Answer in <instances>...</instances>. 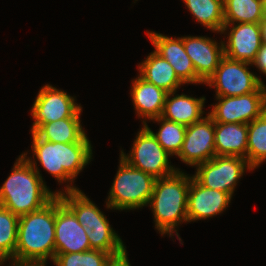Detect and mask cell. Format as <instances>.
Here are the masks:
<instances>
[{
	"label": "cell",
	"instance_id": "12",
	"mask_svg": "<svg viewBox=\"0 0 266 266\" xmlns=\"http://www.w3.org/2000/svg\"><path fill=\"white\" fill-rule=\"evenodd\" d=\"M88 230L77 220L74 213L55 197V254L85 252L90 250Z\"/></svg>",
	"mask_w": 266,
	"mask_h": 266
},
{
	"label": "cell",
	"instance_id": "18",
	"mask_svg": "<svg viewBox=\"0 0 266 266\" xmlns=\"http://www.w3.org/2000/svg\"><path fill=\"white\" fill-rule=\"evenodd\" d=\"M176 92L167 94L161 117L185 126L200 121L206 113L203 111L206 98H195L183 93L179 95Z\"/></svg>",
	"mask_w": 266,
	"mask_h": 266
},
{
	"label": "cell",
	"instance_id": "6",
	"mask_svg": "<svg viewBox=\"0 0 266 266\" xmlns=\"http://www.w3.org/2000/svg\"><path fill=\"white\" fill-rule=\"evenodd\" d=\"M170 156L145 125L137 133L130 154L123 150L120 152V157L130 166L152 175L155 179L170 176L180 170L170 165Z\"/></svg>",
	"mask_w": 266,
	"mask_h": 266
},
{
	"label": "cell",
	"instance_id": "8",
	"mask_svg": "<svg viewBox=\"0 0 266 266\" xmlns=\"http://www.w3.org/2000/svg\"><path fill=\"white\" fill-rule=\"evenodd\" d=\"M253 168L247 160L237 156H219L196 166L193 177L204 187L229 193L233 196L235 187L245 171Z\"/></svg>",
	"mask_w": 266,
	"mask_h": 266
},
{
	"label": "cell",
	"instance_id": "29",
	"mask_svg": "<svg viewBox=\"0 0 266 266\" xmlns=\"http://www.w3.org/2000/svg\"><path fill=\"white\" fill-rule=\"evenodd\" d=\"M113 256L101 250L55 254V266H105Z\"/></svg>",
	"mask_w": 266,
	"mask_h": 266
},
{
	"label": "cell",
	"instance_id": "16",
	"mask_svg": "<svg viewBox=\"0 0 266 266\" xmlns=\"http://www.w3.org/2000/svg\"><path fill=\"white\" fill-rule=\"evenodd\" d=\"M184 49L191 58L197 77L205 83L224 56L223 41L205 36H183Z\"/></svg>",
	"mask_w": 266,
	"mask_h": 266
},
{
	"label": "cell",
	"instance_id": "34",
	"mask_svg": "<svg viewBox=\"0 0 266 266\" xmlns=\"http://www.w3.org/2000/svg\"><path fill=\"white\" fill-rule=\"evenodd\" d=\"M264 15H266V0H263Z\"/></svg>",
	"mask_w": 266,
	"mask_h": 266
},
{
	"label": "cell",
	"instance_id": "27",
	"mask_svg": "<svg viewBox=\"0 0 266 266\" xmlns=\"http://www.w3.org/2000/svg\"><path fill=\"white\" fill-rule=\"evenodd\" d=\"M19 216L0 206V258L14 262Z\"/></svg>",
	"mask_w": 266,
	"mask_h": 266
},
{
	"label": "cell",
	"instance_id": "3",
	"mask_svg": "<svg viewBox=\"0 0 266 266\" xmlns=\"http://www.w3.org/2000/svg\"><path fill=\"white\" fill-rule=\"evenodd\" d=\"M57 196L41 175L20 155L0 187V206L17 216L40 210Z\"/></svg>",
	"mask_w": 266,
	"mask_h": 266
},
{
	"label": "cell",
	"instance_id": "30",
	"mask_svg": "<svg viewBox=\"0 0 266 266\" xmlns=\"http://www.w3.org/2000/svg\"><path fill=\"white\" fill-rule=\"evenodd\" d=\"M251 65L256 66L260 73L266 75V44H262L255 59L251 62Z\"/></svg>",
	"mask_w": 266,
	"mask_h": 266
},
{
	"label": "cell",
	"instance_id": "17",
	"mask_svg": "<svg viewBox=\"0 0 266 266\" xmlns=\"http://www.w3.org/2000/svg\"><path fill=\"white\" fill-rule=\"evenodd\" d=\"M131 93L132 102L136 115L143 119V125L146 124V120L161 117L167 92L162 88L148 83L142 79L139 75L132 80ZM147 118V119H146Z\"/></svg>",
	"mask_w": 266,
	"mask_h": 266
},
{
	"label": "cell",
	"instance_id": "26",
	"mask_svg": "<svg viewBox=\"0 0 266 266\" xmlns=\"http://www.w3.org/2000/svg\"><path fill=\"white\" fill-rule=\"evenodd\" d=\"M151 120L157 123L159 122L161 124L159 126L160 128L158 132H153L147 125V123L145 124V126L152 132L159 144L164 148V150L168 154H170L171 156H177L181 150L183 141L185 139L187 126L176 122L168 121L162 117H157Z\"/></svg>",
	"mask_w": 266,
	"mask_h": 266
},
{
	"label": "cell",
	"instance_id": "11",
	"mask_svg": "<svg viewBox=\"0 0 266 266\" xmlns=\"http://www.w3.org/2000/svg\"><path fill=\"white\" fill-rule=\"evenodd\" d=\"M177 156L192 167L216 156L215 122L208 114L186 127L185 139Z\"/></svg>",
	"mask_w": 266,
	"mask_h": 266
},
{
	"label": "cell",
	"instance_id": "28",
	"mask_svg": "<svg viewBox=\"0 0 266 266\" xmlns=\"http://www.w3.org/2000/svg\"><path fill=\"white\" fill-rule=\"evenodd\" d=\"M90 250H101L110 253L113 257L119 256L126 251L120 236L112 227H97L88 231Z\"/></svg>",
	"mask_w": 266,
	"mask_h": 266
},
{
	"label": "cell",
	"instance_id": "21",
	"mask_svg": "<svg viewBox=\"0 0 266 266\" xmlns=\"http://www.w3.org/2000/svg\"><path fill=\"white\" fill-rule=\"evenodd\" d=\"M248 124L215 122V150L219 156L246 159Z\"/></svg>",
	"mask_w": 266,
	"mask_h": 266
},
{
	"label": "cell",
	"instance_id": "14",
	"mask_svg": "<svg viewBox=\"0 0 266 266\" xmlns=\"http://www.w3.org/2000/svg\"><path fill=\"white\" fill-rule=\"evenodd\" d=\"M147 36L154 46V51L172 65L177 77L184 84H203L184 49L183 36L173 38L155 31H148Z\"/></svg>",
	"mask_w": 266,
	"mask_h": 266
},
{
	"label": "cell",
	"instance_id": "13",
	"mask_svg": "<svg viewBox=\"0 0 266 266\" xmlns=\"http://www.w3.org/2000/svg\"><path fill=\"white\" fill-rule=\"evenodd\" d=\"M227 30L228 39L223 41L224 56L251 63L263 44L260 23L224 24L221 34Z\"/></svg>",
	"mask_w": 266,
	"mask_h": 266
},
{
	"label": "cell",
	"instance_id": "20",
	"mask_svg": "<svg viewBox=\"0 0 266 266\" xmlns=\"http://www.w3.org/2000/svg\"><path fill=\"white\" fill-rule=\"evenodd\" d=\"M139 76L167 93L177 91L184 83L177 77L172 65L155 51L138 65Z\"/></svg>",
	"mask_w": 266,
	"mask_h": 266
},
{
	"label": "cell",
	"instance_id": "19",
	"mask_svg": "<svg viewBox=\"0 0 266 266\" xmlns=\"http://www.w3.org/2000/svg\"><path fill=\"white\" fill-rule=\"evenodd\" d=\"M63 191V192H62ZM55 191L61 201L74 213L78 222L88 231L97 227H111L106 215L82 190Z\"/></svg>",
	"mask_w": 266,
	"mask_h": 266
},
{
	"label": "cell",
	"instance_id": "7",
	"mask_svg": "<svg viewBox=\"0 0 266 266\" xmlns=\"http://www.w3.org/2000/svg\"><path fill=\"white\" fill-rule=\"evenodd\" d=\"M251 63L223 56L214 74L204 83L216 89V97L240 96L266 86L256 74L250 72Z\"/></svg>",
	"mask_w": 266,
	"mask_h": 266
},
{
	"label": "cell",
	"instance_id": "2",
	"mask_svg": "<svg viewBox=\"0 0 266 266\" xmlns=\"http://www.w3.org/2000/svg\"><path fill=\"white\" fill-rule=\"evenodd\" d=\"M55 257V198L19 217L14 262L46 264Z\"/></svg>",
	"mask_w": 266,
	"mask_h": 266
},
{
	"label": "cell",
	"instance_id": "33",
	"mask_svg": "<svg viewBox=\"0 0 266 266\" xmlns=\"http://www.w3.org/2000/svg\"><path fill=\"white\" fill-rule=\"evenodd\" d=\"M11 263L10 266H46L44 264H30V263H16V262H9Z\"/></svg>",
	"mask_w": 266,
	"mask_h": 266
},
{
	"label": "cell",
	"instance_id": "1",
	"mask_svg": "<svg viewBox=\"0 0 266 266\" xmlns=\"http://www.w3.org/2000/svg\"><path fill=\"white\" fill-rule=\"evenodd\" d=\"M31 135L33 156L27 157L25 152L21 155L39 175L42 174L37 167L38 162L59 183L67 182L65 192L79 190L72 182L93 159L91 142L54 143L41 139L35 132H31Z\"/></svg>",
	"mask_w": 266,
	"mask_h": 266
},
{
	"label": "cell",
	"instance_id": "31",
	"mask_svg": "<svg viewBox=\"0 0 266 266\" xmlns=\"http://www.w3.org/2000/svg\"><path fill=\"white\" fill-rule=\"evenodd\" d=\"M105 266H131L127 257V250L119 256L112 257Z\"/></svg>",
	"mask_w": 266,
	"mask_h": 266
},
{
	"label": "cell",
	"instance_id": "15",
	"mask_svg": "<svg viewBox=\"0 0 266 266\" xmlns=\"http://www.w3.org/2000/svg\"><path fill=\"white\" fill-rule=\"evenodd\" d=\"M231 199L229 193L202 186L192 175L187 201L188 222L212 218L223 213Z\"/></svg>",
	"mask_w": 266,
	"mask_h": 266
},
{
	"label": "cell",
	"instance_id": "25",
	"mask_svg": "<svg viewBox=\"0 0 266 266\" xmlns=\"http://www.w3.org/2000/svg\"><path fill=\"white\" fill-rule=\"evenodd\" d=\"M246 160L253 169L266 161V111L248 123Z\"/></svg>",
	"mask_w": 266,
	"mask_h": 266
},
{
	"label": "cell",
	"instance_id": "10",
	"mask_svg": "<svg viewBox=\"0 0 266 266\" xmlns=\"http://www.w3.org/2000/svg\"><path fill=\"white\" fill-rule=\"evenodd\" d=\"M75 97L67 92L46 84L38 92L31 108L34 120L31 132H36L43 124L71 118L80 108Z\"/></svg>",
	"mask_w": 266,
	"mask_h": 266
},
{
	"label": "cell",
	"instance_id": "22",
	"mask_svg": "<svg viewBox=\"0 0 266 266\" xmlns=\"http://www.w3.org/2000/svg\"><path fill=\"white\" fill-rule=\"evenodd\" d=\"M82 107L71 117L43 124L35 133L48 142H90L81 125Z\"/></svg>",
	"mask_w": 266,
	"mask_h": 266
},
{
	"label": "cell",
	"instance_id": "24",
	"mask_svg": "<svg viewBox=\"0 0 266 266\" xmlns=\"http://www.w3.org/2000/svg\"><path fill=\"white\" fill-rule=\"evenodd\" d=\"M225 24L260 23L264 18L263 0H223Z\"/></svg>",
	"mask_w": 266,
	"mask_h": 266
},
{
	"label": "cell",
	"instance_id": "4",
	"mask_svg": "<svg viewBox=\"0 0 266 266\" xmlns=\"http://www.w3.org/2000/svg\"><path fill=\"white\" fill-rule=\"evenodd\" d=\"M180 170L174 174L156 179L153 187L149 206L153 212L155 229L164 236L172 237L173 234L182 244V239L178 234V225L188 223L187 201L190 181L192 176H188Z\"/></svg>",
	"mask_w": 266,
	"mask_h": 266
},
{
	"label": "cell",
	"instance_id": "35",
	"mask_svg": "<svg viewBox=\"0 0 266 266\" xmlns=\"http://www.w3.org/2000/svg\"><path fill=\"white\" fill-rule=\"evenodd\" d=\"M4 262L5 261L0 258V266H2V264H4Z\"/></svg>",
	"mask_w": 266,
	"mask_h": 266
},
{
	"label": "cell",
	"instance_id": "5",
	"mask_svg": "<svg viewBox=\"0 0 266 266\" xmlns=\"http://www.w3.org/2000/svg\"><path fill=\"white\" fill-rule=\"evenodd\" d=\"M117 173L106 199L107 209L134 210L148 206L155 178L130 166L120 157Z\"/></svg>",
	"mask_w": 266,
	"mask_h": 266
},
{
	"label": "cell",
	"instance_id": "23",
	"mask_svg": "<svg viewBox=\"0 0 266 266\" xmlns=\"http://www.w3.org/2000/svg\"><path fill=\"white\" fill-rule=\"evenodd\" d=\"M198 23L221 33L224 22L223 0H183Z\"/></svg>",
	"mask_w": 266,
	"mask_h": 266
},
{
	"label": "cell",
	"instance_id": "32",
	"mask_svg": "<svg viewBox=\"0 0 266 266\" xmlns=\"http://www.w3.org/2000/svg\"><path fill=\"white\" fill-rule=\"evenodd\" d=\"M260 26L262 33V43L266 44V15H264V18L261 20Z\"/></svg>",
	"mask_w": 266,
	"mask_h": 266
},
{
	"label": "cell",
	"instance_id": "9",
	"mask_svg": "<svg viewBox=\"0 0 266 266\" xmlns=\"http://www.w3.org/2000/svg\"><path fill=\"white\" fill-rule=\"evenodd\" d=\"M216 100L208 112L214 122L248 124L266 111V86L261 85L246 95L216 97Z\"/></svg>",
	"mask_w": 266,
	"mask_h": 266
}]
</instances>
